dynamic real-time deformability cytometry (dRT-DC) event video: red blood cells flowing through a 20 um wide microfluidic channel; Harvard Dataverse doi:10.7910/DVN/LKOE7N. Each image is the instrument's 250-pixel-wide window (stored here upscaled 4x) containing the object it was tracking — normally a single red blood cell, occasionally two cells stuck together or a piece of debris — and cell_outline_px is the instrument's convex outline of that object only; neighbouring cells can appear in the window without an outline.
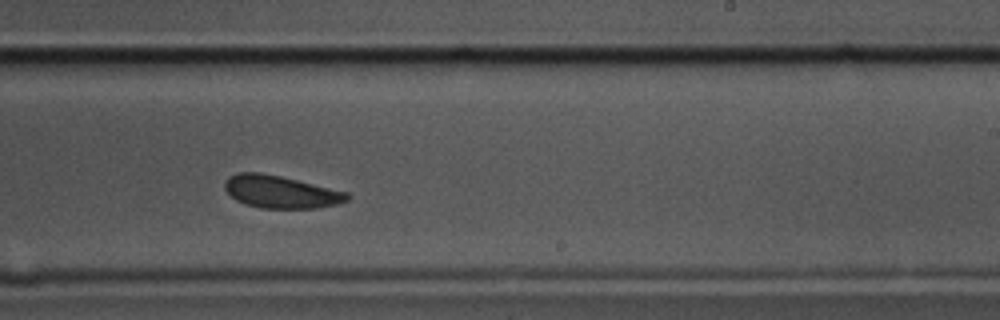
{"species": "common noctule bat (a hibernating species)", "species_latin": "Nyctalus noctula", "temperature_condition": "cold", "stored_images_in_passage": 9, "segment_of_instrument_passage": [1, 2], "camera_frame_rate_fps": 3000, "um_per_image_px": 0.085, "animal": {"sex": "male", "body_mass_g": 17.5, "forearm_length_mm": 52.3}, "frame": {"image": 1, "passage_image": 7, "time_ms": 2.0, "image_size_px": [1000, 320], "cell_outline_px": [[352, 196], [348, 200], [336, 204], [316, 208], [260, 208], [244, 204], [236, 200], [224, 188], [224, 180], [228, 176], [240, 172], [260, 172], [280, 176], [348, 192]], "centroid_in_image_um": [23.84, 16.3], "position_along_channel_um": 265.2, "area_um2": 23.24}}
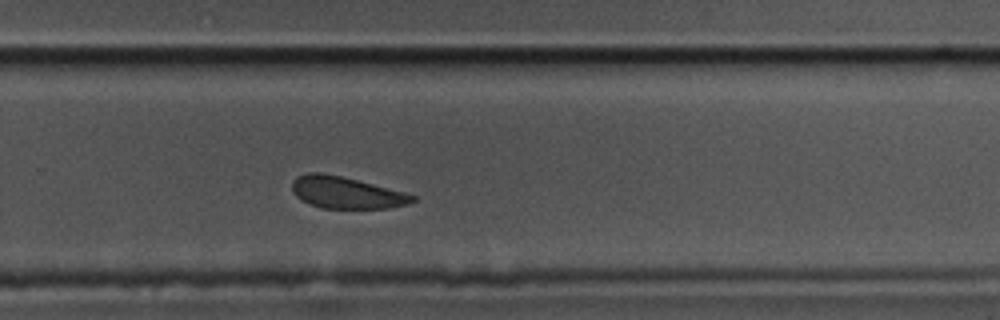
{"frame": {"image": 2, "passage_image": 8, "time_ms": 2.333, "image_size_px": [1000, 320], "cell_outline_px": [[416, 200], [408, 204], [388, 208], [324, 208], [308, 204], [300, 200], [292, 192], [292, 180], [296, 176], [308, 172], [320, 172], [340, 176], [404, 192], [416, 196]], "centroid_in_image_um": [29.37, 16.37], "position_along_channel_um": 300.4, "area_um2": 22.25}}